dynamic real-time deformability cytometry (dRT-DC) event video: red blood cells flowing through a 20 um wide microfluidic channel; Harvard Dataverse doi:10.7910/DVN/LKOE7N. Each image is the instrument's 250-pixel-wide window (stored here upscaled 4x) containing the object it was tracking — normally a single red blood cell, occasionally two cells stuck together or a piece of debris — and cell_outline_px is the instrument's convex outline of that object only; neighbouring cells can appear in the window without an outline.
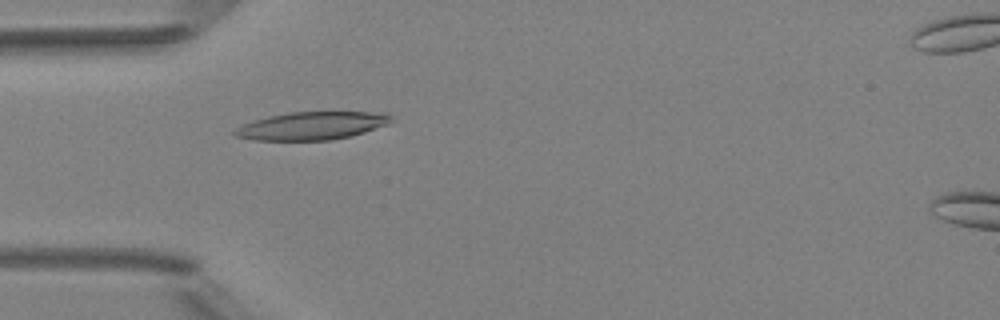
{"species": "Egyptian fruit bat (a non-hibernating species)", "species_latin": "Rousettus aegyptiacus", "temperature_condition": "room temperature", "stored_images_in_passage": 5, "camera_frame_rate_fps": 3000, "um_per_image_px": 0.085, "animal": {"sex": "female"}, "frame": {"image": 1, "passage_image": 4, "time_ms": 4.333, "image_size_px": [1000, 320], "cell_outline_px": [[392, 120], [388, 124], [352, 136], [328, 140], [252, 140], [236, 136], [232, 132], [236, 128], [244, 124], [268, 116], [288, 112], [388, 112], [392, 116]], "centroid_in_image_um": [26.53, 10.68], "position_along_channel_um": 58.5, "area_um2": 25.43}}